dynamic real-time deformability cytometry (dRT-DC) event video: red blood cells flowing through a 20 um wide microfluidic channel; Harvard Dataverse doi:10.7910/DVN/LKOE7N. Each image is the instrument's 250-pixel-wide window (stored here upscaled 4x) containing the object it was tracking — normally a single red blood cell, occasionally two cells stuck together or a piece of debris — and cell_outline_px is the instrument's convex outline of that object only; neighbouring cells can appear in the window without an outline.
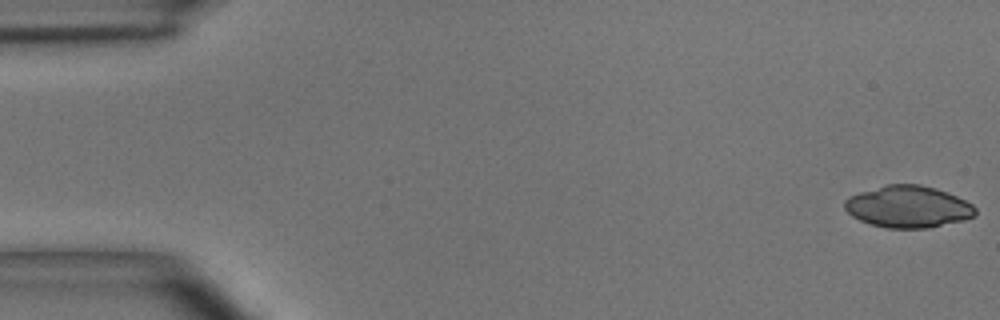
{"species": "common noctule bat (a hibernating species)", "species_latin": "Nyctalus noctula", "temperature_condition": "room temperature", "stored_images_in_passage": 48, "camera_frame_rate_fps": 3000, "um_per_image_px": 0.085, "animal": {"sex": "male", "body_mass_g": 15.6}, "frame": {"image": 1, "passage_image": 1, "time_ms": 0.0, "image_size_px": [1000, 320], "cell_outline_px": [[976, 216], [964, 220], [928, 228], [888, 228], [868, 224], [852, 216], [844, 208], [844, 200], [848, 196], [860, 192], [888, 184], [920, 184], [936, 188], [948, 192], [972, 204], [976, 208]], "centroid_in_image_um": [77.19, 17.57], "position_along_channel_um": 7.8, "area_um2": 32.02}}